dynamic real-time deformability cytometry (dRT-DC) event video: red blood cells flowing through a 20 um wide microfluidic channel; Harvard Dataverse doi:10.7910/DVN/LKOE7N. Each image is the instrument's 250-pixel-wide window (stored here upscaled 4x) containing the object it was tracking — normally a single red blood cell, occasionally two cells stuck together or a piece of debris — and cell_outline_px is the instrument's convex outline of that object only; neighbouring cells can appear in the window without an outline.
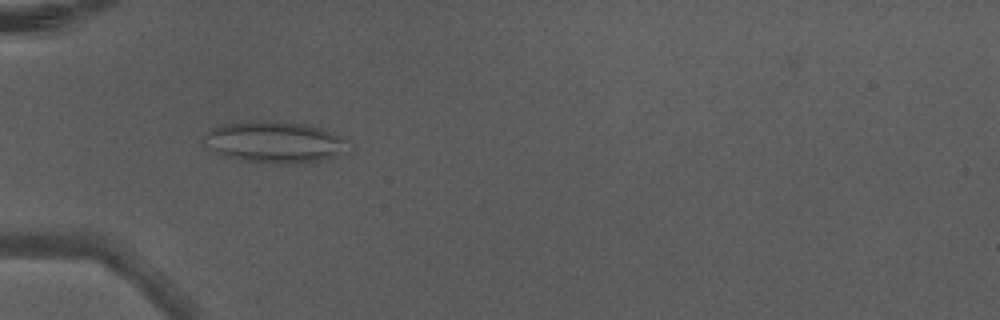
{"species": "Egyptian fruit bat (a non-hibernating species)", "species_latin": "Rousettus aegyptiacus", "temperature_condition": "warm", "stored_images_in_passage": 5, "camera_frame_rate_fps": 3000, "um_per_image_px": 0.085, "animal": {"sex": "male"}, "frame": {"image": 1, "passage_image": 3, "time_ms": 0.667, "image_size_px": [1000, 320], "cell_outline_px": [[352, 140], [344, 152], [320, 160], [304, 164], [272, 164], [240, 160], [224, 156], [204, 144], [204, 136], [212, 128], [224, 124], [260, 120], [264, 120], [308, 124], [324, 128]], "centroid_in_image_um": [23.41, 12.08], "position_along_channel_um": 61.6, "area_um2": 35.32}}